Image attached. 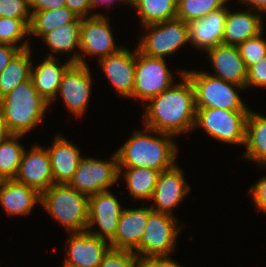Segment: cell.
<instances>
[{"label": "cell", "mask_w": 266, "mask_h": 267, "mask_svg": "<svg viewBox=\"0 0 266 267\" xmlns=\"http://www.w3.org/2000/svg\"><path fill=\"white\" fill-rule=\"evenodd\" d=\"M184 71L178 72L182 82L147 101L144 127L173 136L193 130L196 114L194 89Z\"/></svg>", "instance_id": "1"}, {"label": "cell", "mask_w": 266, "mask_h": 267, "mask_svg": "<svg viewBox=\"0 0 266 267\" xmlns=\"http://www.w3.org/2000/svg\"><path fill=\"white\" fill-rule=\"evenodd\" d=\"M144 130L134 132L116 151L118 167L151 168L159 172L173 167L178 150L174 136L146 127Z\"/></svg>", "instance_id": "2"}, {"label": "cell", "mask_w": 266, "mask_h": 267, "mask_svg": "<svg viewBox=\"0 0 266 267\" xmlns=\"http://www.w3.org/2000/svg\"><path fill=\"white\" fill-rule=\"evenodd\" d=\"M46 102L33 86L31 79L19 84L0 99V109L10 134L25 135L42 122Z\"/></svg>", "instance_id": "3"}, {"label": "cell", "mask_w": 266, "mask_h": 267, "mask_svg": "<svg viewBox=\"0 0 266 267\" xmlns=\"http://www.w3.org/2000/svg\"><path fill=\"white\" fill-rule=\"evenodd\" d=\"M41 206L65 229L86 230L89 217V196L68 184H53L41 193Z\"/></svg>", "instance_id": "4"}, {"label": "cell", "mask_w": 266, "mask_h": 267, "mask_svg": "<svg viewBox=\"0 0 266 267\" xmlns=\"http://www.w3.org/2000/svg\"><path fill=\"white\" fill-rule=\"evenodd\" d=\"M184 74L192 83L196 108L250 110L236 92L237 89L244 90L243 86L229 83L208 72L185 70Z\"/></svg>", "instance_id": "5"}, {"label": "cell", "mask_w": 266, "mask_h": 267, "mask_svg": "<svg viewBox=\"0 0 266 267\" xmlns=\"http://www.w3.org/2000/svg\"><path fill=\"white\" fill-rule=\"evenodd\" d=\"M178 222L171 214L152 211L144 233L132 252L138 257H169L174 251L178 233L182 228L177 226Z\"/></svg>", "instance_id": "6"}, {"label": "cell", "mask_w": 266, "mask_h": 267, "mask_svg": "<svg viewBox=\"0 0 266 267\" xmlns=\"http://www.w3.org/2000/svg\"><path fill=\"white\" fill-rule=\"evenodd\" d=\"M249 111L196 108L194 129L200 126L218 141L244 146Z\"/></svg>", "instance_id": "7"}, {"label": "cell", "mask_w": 266, "mask_h": 267, "mask_svg": "<svg viewBox=\"0 0 266 267\" xmlns=\"http://www.w3.org/2000/svg\"><path fill=\"white\" fill-rule=\"evenodd\" d=\"M171 73L165 58L148 56L136 48L135 82L131 98L147 102L157 96L174 84Z\"/></svg>", "instance_id": "8"}, {"label": "cell", "mask_w": 266, "mask_h": 267, "mask_svg": "<svg viewBox=\"0 0 266 267\" xmlns=\"http://www.w3.org/2000/svg\"><path fill=\"white\" fill-rule=\"evenodd\" d=\"M144 27L149 32L140 37L137 48L148 56L165 58L189 42L187 23L180 19L175 18Z\"/></svg>", "instance_id": "9"}, {"label": "cell", "mask_w": 266, "mask_h": 267, "mask_svg": "<svg viewBox=\"0 0 266 267\" xmlns=\"http://www.w3.org/2000/svg\"><path fill=\"white\" fill-rule=\"evenodd\" d=\"M119 178V167L116 152L110 160L82 157L69 186L88 196L103 191L116 184Z\"/></svg>", "instance_id": "10"}, {"label": "cell", "mask_w": 266, "mask_h": 267, "mask_svg": "<svg viewBox=\"0 0 266 267\" xmlns=\"http://www.w3.org/2000/svg\"><path fill=\"white\" fill-rule=\"evenodd\" d=\"M92 80L88 65L72 63L63 73L57 95H61L65 106L77 117L88 107Z\"/></svg>", "instance_id": "11"}, {"label": "cell", "mask_w": 266, "mask_h": 267, "mask_svg": "<svg viewBox=\"0 0 266 267\" xmlns=\"http://www.w3.org/2000/svg\"><path fill=\"white\" fill-rule=\"evenodd\" d=\"M123 209L116 196L110 191L90 195L86 230L93 236L110 241L116 233ZM96 224L100 227V230H93Z\"/></svg>", "instance_id": "12"}, {"label": "cell", "mask_w": 266, "mask_h": 267, "mask_svg": "<svg viewBox=\"0 0 266 267\" xmlns=\"http://www.w3.org/2000/svg\"><path fill=\"white\" fill-rule=\"evenodd\" d=\"M109 24L107 17L101 13L82 18L79 49L85 56L96 55L100 60L123 48L116 46Z\"/></svg>", "instance_id": "13"}, {"label": "cell", "mask_w": 266, "mask_h": 267, "mask_svg": "<svg viewBox=\"0 0 266 267\" xmlns=\"http://www.w3.org/2000/svg\"><path fill=\"white\" fill-rule=\"evenodd\" d=\"M61 267H98L111 249L109 241L91 235L87 230L72 232Z\"/></svg>", "instance_id": "14"}, {"label": "cell", "mask_w": 266, "mask_h": 267, "mask_svg": "<svg viewBox=\"0 0 266 267\" xmlns=\"http://www.w3.org/2000/svg\"><path fill=\"white\" fill-rule=\"evenodd\" d=\"M24 150L15 180L36 189L40 194L54 184L50 156L47 149L34 145Z\"/></svg>", "instance_id": "15"}, {"label": "cell", "mask_w": 266, "mask_h": 267, "mask_svg": "<svg viewBox=\"0 0 266 267\" xmlns=\"http://www.w3.org/2000/svg\"><path fill=\"white\" fill-rule=\"evenodd\" d=\"M180 168L176 163L173 167L159 173L151 198V201H154L153 206L150 207L153 211L173 215L172 209L179 205L190 191L183 169Z\"/></svg>", "instance_id": "16"}, {"label": "cell", "mask_w": 266, "mask_h": 267, "mask_svg": "<svg viewBox=\"0 0 266 267\" xmlns=\"http://www.w3.org/2000/svg\"><path fill=\"white\" fill-rule=\"evenodd\" d=\"M98 61L117 94L123 98H131L135 82V50L131 52L123 47Z\"/></svg>", "instance_id": "17"}, {"label": "cell", "mask_w": 266, "mask_h": 267, "mask_svg": "<svg viewBox=\"0 0 266 267\" xmlns=\"http://www.w3.org/2000/svg\"><path fill=\"white\" fill-rule=\"evenodd\" d=\"M206 53L215 72L210 75L246 89L247 68L238 46L220 44L206 50Z\"/></svg>", "instance_id": "18"}, {"label": "cell", "mask_w": 266, "mask_h": 267, "mask_svg": "<svg viewBox=\"0 0 266 267\" xmlns=\"http://www.w3.org/2000/svg\"><path fill=\"white\" fill-rule=\"evenodd\" d=\"M228 8L223 6L199 20L187 23L190 44L203 51L222 44Z\"/></svg>", "instance_id": "19"}, {"label": "cell", "mask_w": 266, "mask_h": 267, "mask_svg": "<svg viewBox=\"0 0 266 267\" xmlns=\"http://www.w3.org/2000/svg\"><path fill=\"white\" fill-rule=\"evenodd\" d=\"M150 207L123 209L114 237L109 241L111 249L132 251L144 233Z\"/></svg>", "instance_id": "20"}, {"label": "cell", "mask_w": 266, "mask_h": 267, "mask_svg": "<svg viewBox=\"0 0 266 267\" xmlns=\"http://www.w3.org/2000/svg\"><path fill=\"white\" fill-rule=\"evenodd\" d=\"M52 146L46 148L50 156L54 184H69L83 156L74 144L56 135Z\"/></svg>", "instance_id": "21"}, {"label": "cell", "mask_w": 266, "mask_h": 267, "mask_svg": "<svg viewBox=\"0 0 266 267\" xmlns=\"http://www.w3.org/2000/svg\"><path fill=\"white\" fill-rule=\"evenodd\" d=\"M36 203H41L36 189L15 179L0 180V204L8 215L30 214Z\"/></svg>", "instance_id": "22"}, {"label": "cell", "mask_w": 266, "mask_h": 267, "mask_svg": "<svg viewBox=\"0 0 266 267\" xmlns=\"http://www.w3.org/2000/svg\"><path fill=\"white\" fill-rule=\"evenodd\" d=\"M248 11H228L225 19L222 44L239 46L247 39L263 33L264 22L261 18L262 13L259 14L258 11L254 13V11L250 9Z\"/></svg>", "instance_id": "23"}, {"label": "cell", "mask_w": 266, "mask_h": 267, "mask_svg": "<svg viewBox=\"0 0 266 267\" xmlns=\"http://www.w3.org/2000/svg\"><path fill=\"white\" fill-rule=\"evenodd\" d=\"M49 54L39 66H31L30 79L40 96L49 104L57 99V92L63 73L72 64L69 60L63 65L58 58ZM58 62V63H57Z\"/></svg>", "instance_id": "24"}, {"label": "cell", "mask_w": 266, "mask_h": 267, "mask_svg": "<svg viewBox=\"0 0 266 267\" xmlns=\"http://www.w3.org/2000/svg\"><path fill=\"white\" fill-rule=\"evenodd\" d=\"M82 18L77 17L73 22L64 26L55 28L45 34L42 38L44 43L49 47L50 51L73 54L68 59L71 63L88 65L83 54L74 53L75 48L80 47V27Z\"/></svg>", "instance_id": "25"}, {"label": "cell", "mask_w": 266, "mask_h": 267, "mask_svg": "<svg viewBox=\"0 0 266 267\" xmlns=\"http://www.w3.org/2000/svg\"><path fill=\"white\" fill-rule=\"evenodd\" d=\"M245 159L266 166V117L250 109L246 120Z\"/></svg>", "instance_id": "26"}, {"label": "cell", "mask_w": 266, "mask_h": 267, "mask_svg": "<svg viewBox=\"0 0 266 267\" xmlns=\"http://www.w3.org/2000/svg\"><path fill=\"white\" fill-rule=\"evenodd\" d=\"M31 48L20 50L0 73V99L30 79ZM31 60V61H30Z\"/></svg>", "instance_id": "27"}, {"label": "cell", "mask_w": 266, "mask_h": 267, "mask_svg": "<svg viewBox=\"0 0 266 267\" xmlns=\"http://www.w3.org/2000/svg\"><path fill=\"white\" fill-rule=\"evenodd\" d=\"M159 173L151 168L119 167V177L124 175L130 196L138 200H151Z\"/></svg>", "instance_id": "28"}, {"label": "cell", "mask_w": 266, "mask_h": 267, "mask_svg": "<svg viewBox=\"0 0 266 267\" xmlns=\"http://www.w3.org/2000/svg\"><path fill=\"white\" fill-rule=\"evenodd\" d=\"M143 26L176 18L177 0H130Z\"/></svg>", "instance_id": "29"}, {"label": "cell", "mask_w": 266, "mask_h": 267, "mask_svg": "<svg viewBox=\"0 0 266 267\" xmlns=\"http://www.w3.org/2000/svg\"><path fill=\"white\" fill-rule=\"evenodd\" d=\"M77 17L67 6L59 9L36 11L31 17L30 35L42 39L51 30L73 22Z\"/></svg>", "instance_id": "30"}, {"label": "cell", "mask_w": 266, "mask_h": 267, "mask_svg": "<svg viewBox=\"0 0 266 267\" xmlns=\"http://www.w3.org/2000/svg\"><path fill=\"white\" fill-rule=\"evenodd\" d=\"M23 135L9 134L0 141V180L14 179L22 159L24 146L18 140Z\"/></svg>", "instance_id": "31"}, {"label": "cell", "mask_w": 266, "mask_h": 267, "mask_svg": "<svg viewBox=\"0 0 266 267\" xmlns=\"http://www.w3.org/2000/svg\"><path fill=\"white\" fill-rule=\"evenodd\" d=\"M30 22L31 19L0 17V44H9L20 50L30 48L28 40L19 44L21 39L30 35Z\"/></svg>", "instance_id": "32"}, {"label": "cell", "mask_w": 266, "mask_h": 267, "mask_svg": "<svg viewBox=\"0 0 266 267\" xmlns=\"http://www.w3.org/2000/svg\"><path fill=\"white\" fill-rule=\"evenodd\" d=\"M229 0H177L176 18L186 23L199 20L225 6Z\"/></svg>", "instance_id": "33"}, {"label": "cell", "mask_w": 266, "mask_h": 267, "mask_svg": "<svg viewBox=\"0 0 266 267\" xmlns=\"http://www.w3.org/2000/svg\"><path fill=\"white\" fill-rule=\"evenodd\" d=\"M262 33L247 39L238 46L246 68L258 63L266 56V40L261 38Z\"/></svg>", "instance_id": "34"}, {"label": "cell", "mask_w": 266, "mask_h": 267, "mask_svg": "<svg viewBox=\"0 0 266 267\" xmlns=\"http://www.w3.org/2000/svg\"><path fill=\"white\" fill-rule=\"evenodd\" d=\"M137 260L132 251L110 249L98 267H136Z\"/></svg>", "instance_id": "35"}, {"label": "cell", "mask_w": 266, "mask_h": 267, "mask_svg": "<svg viewBox=\"0 0 266 267\" xmlns=\"http://www.w3.org/2000/svg\"><path fill=\"white\" fill-rule=\"evenodd\" d=\"M0 17L31 19L29 0H0Z\"/></svg>", "instance_id": "36"}, {"label": "cell", "mask_w": 266, "mask_h": 267, "mask_svg": "<svg viewBox=\"0 0 266 267\" xmlns=\"http://www.w3.org/2000/svg\"><path fill=\"white\" fill-rule=\"evenodd\" d=\"M249 86L266 88V56L247 68L246 88Z\"/></svg>", "instance_id": "37"}, {"label": "cell", "mask_w": 266, "mask_h": 267, "mask_svg": "<svg viewBox=\"0 0 266 267\" xmlns=\"http://www.w3.org/2000/svg\"><path fill=\"white\" fill-rule=\"evenodd\" d=\"M250 194L253 196V204L257 207V211L266 213V176L259 179L252 187Z\"/></svg>", "instance_id": "38"}, {"label": "cell", "mask_w": 266, "mask_h": 267, "mask_svg": "<svg viewBox=\"0 0 266 267\" xmlns=\"http://www.w3.org/2000/svg\"><path fill=\"white\" fill-rule=\"evenodd\" d=\"M136 267H182L169 257H138Z\"/></svg>", "instance_id": "39"}, {"label": "cell", "mask_w": 266, "mask_h": 267, "mask_svg": "<svg viewBox=\"0 0 266 267\" xmlns=\"http://www.w3.org/2000/svg\"><path fill=\"white\" fill-rule=\"evenodd\" d=\"M66 6L78 17L86 18L97 15L93 13L89 16L90 10L93 9L91 0H65Z\"/></svg>", "instance_id": "40"}, {"label": "cell", "mask_w": 266, "mask_h": 267, "mask_svg": "<svg viewBox=\"0 0 266 267\" xmlns=\"http://www.w3.org/2000/svg\"><path fill=\"white\" fill-rule=\"evenodd\" d=\"M66 6L65 0H29V7L33 14L36 11L59 9Z\"/></svg>", "instance_id": "41"}, {"label": "cell", "mask_w": 266, "mask_h": 267, "mask_svg": "<svg viewBox=\"0 0 266 267\" xmlns=\"http://www.w3.org/2000/svg\"><path fill=\"white\" fill-rule=\"evenodd\" d=\"M20 51L18 47L9 44H0V73Z\"/></svg>", "instance_id": "42"}, {"label": "cell", "mask_w": 266, "mask_h": 267, "mask_svg": "<svg viewBox=\"0 0 266 267\" xmlns=\"http://www.w3.org/2000/svg\"><path fill=\"white\" fill-rule=\"evenodd\" d=\"M241 4H246L251 8L250 10L258 11L260 13H266V0H239Z\"/></svg>", "instance_id": "43"}, {"label": "cell", "mask_w": 266, "mask_h": 267, "mask_svg": "<svg viewBox=\"0 0 266 267\" xmlns=\"http://www.w3.org/2000/svg\"><path fill=\"white\" fill-rule=\"evenodd\" d=\"M114 1L115 2L119 1V2H123V3L130 5V0H91L93 9L99 6L101 3L102 4L104 3L105 5H108L109 7L111 4H113Z\"/></svg>", "instance_id": "44"}, {"label": "cell", "mask_w": 266, "mask_h": 267, "mask_svg": "<svg viewBox=\"0 0 266 267\" xmlns=\"http://www.w3.org/2000/svg\"><path fill=\"white\" fill-rule=\"evenodd\" d=\"M10 133L8 132L3 116H2V112L0 109V141L5 139Z\"/></svg>", "instance_id": "45"}]
</instances>
